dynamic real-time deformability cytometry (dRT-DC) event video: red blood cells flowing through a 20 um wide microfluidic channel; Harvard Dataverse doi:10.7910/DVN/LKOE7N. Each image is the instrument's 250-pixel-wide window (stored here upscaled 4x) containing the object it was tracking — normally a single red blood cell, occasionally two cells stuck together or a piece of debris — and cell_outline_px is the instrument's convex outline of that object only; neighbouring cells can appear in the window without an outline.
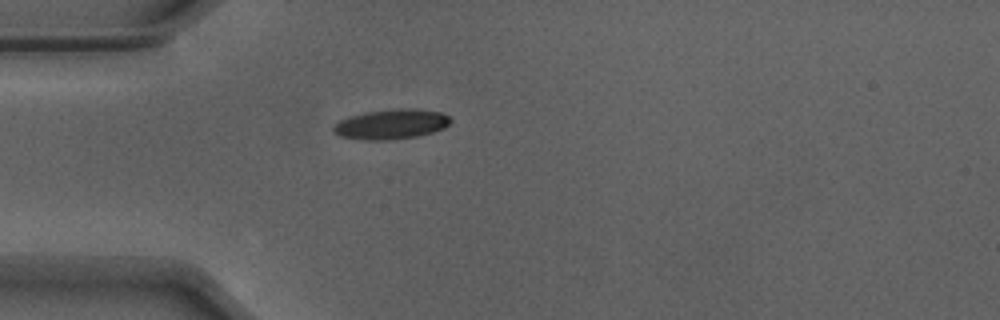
{"species": "Egyptian fruit bat (a non-hibernating species)", "species_latin": "Rousettus aegyptiacus", "temperature_condition": "warm", "stored_images_in_passage": 28, "camera_frame_rate_fps": 3000, "um_per_image_px": 0.085, "animal": {"sex": "male"}, "frame": {"image": 1, "passage_image": 1, "time_ms": 0.0, "image_size_px": [1000, 320], "cell_outline_px": [[452, 120], [444, 128], [432, 132], [416, 136], [388, 140], [364, 140], [340, 136], [332, 132], [332, 128], [340, 120], [364, 112], [396, 108], [412, 108], [440, 112], [448, 116]], "centroid_in_image_um": [33.24, 10.55], "position_along_channel_um": 51.8, "area_um2": 20.35}}
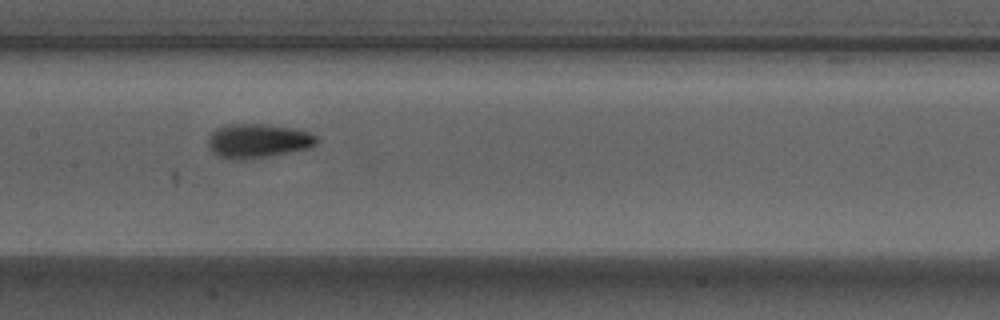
{"frame": {"image": 2, "passage_image": 12, "time_ms": 3.667, "image_size_px": [1000, 320], "cell_outline_px": [[320, 140], [316, 144], [308, 148], [268, 156], [240, 160], [228, 160], [212, 152], [208, 148], [208, 136], [216, 128], [224, 124], [260, 124], [292, 128], [308, 132], [316, 136]], "centroid_in_image_um": [21.87, 11.97], "position_along_channel_um": 185.5, "area_um2": 21.62}}
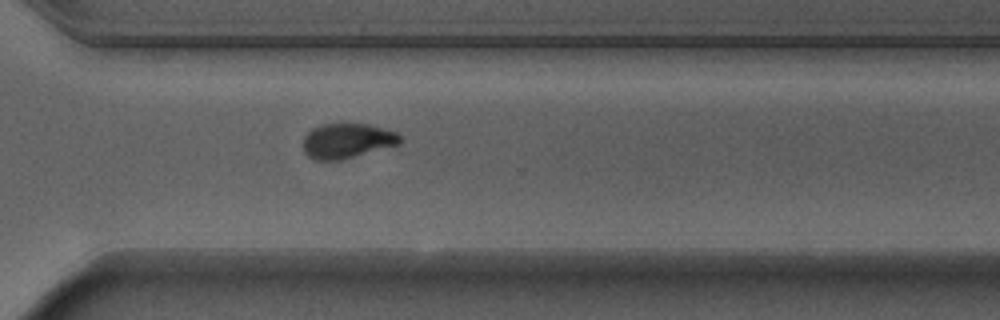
{"frame": {"image": 3, "passage_image": 24, "time_ms": 7.667, "image_size_px": [1000, 320], "cell_outline_px": [[400, 144], [340, 160], [312, 160], [304, 152], [304, 136], [312, 128], [320, 124], [368, 124], [396, 132], [400, 136]], "centroid_in_image_um": [29.47, 11.97], "position_along_channel_um": 341.1, "area_um2": 19.59}, "authors_computed_cell_mechanics": {"area_um2": 20.1433, "velocity_mm_per_s": 3.8995, "shape_relaxation_time_tau1_ms": 2.8603, "shape_relaxation_time_tau2_ms": 1.1285, "deformation_change_tau1": 0.1677, "deformation_change_tau2": 0.0708}}